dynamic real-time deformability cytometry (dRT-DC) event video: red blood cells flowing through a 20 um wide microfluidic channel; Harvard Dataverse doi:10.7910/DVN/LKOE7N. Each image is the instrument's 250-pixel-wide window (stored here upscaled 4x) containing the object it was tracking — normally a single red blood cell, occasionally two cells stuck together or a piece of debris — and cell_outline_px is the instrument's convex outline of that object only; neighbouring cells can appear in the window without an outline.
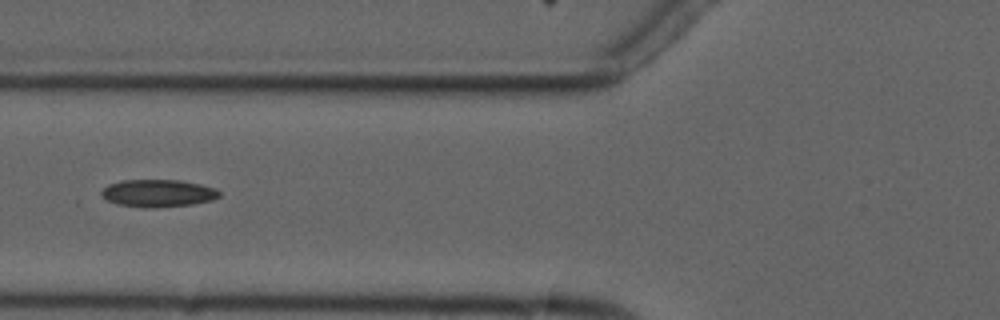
{"species": "common noctule bat (a hibernating species)", "species_latin": "Nyctalus noctula", "temperature_condition": "cold", "stored_images_in_passage": 7, "camera_frame_rate_fps": 3000, "um_per_image_px": 0.085, "animal": {"sex": "male", "forearm_length_mm": 52.5}, "frame": {"image": 1, "passage_image": 7, "time_ms": 7.0, "image_size_px": [1000, 320], "cell_outline_px": [[220, 196], [212, 200], [192, 204], [156, 208], [140, 208], [120, 204], [108, 200], [100, 196], [100, 192], [108, 184], [120, 180], [180, 180], [200, 184], [216, 188], [220, 192]], "centroid_in_image_um": [13.42, 16.42], "position_along_channel_um": 112.4, "area_um2": 19.02}}